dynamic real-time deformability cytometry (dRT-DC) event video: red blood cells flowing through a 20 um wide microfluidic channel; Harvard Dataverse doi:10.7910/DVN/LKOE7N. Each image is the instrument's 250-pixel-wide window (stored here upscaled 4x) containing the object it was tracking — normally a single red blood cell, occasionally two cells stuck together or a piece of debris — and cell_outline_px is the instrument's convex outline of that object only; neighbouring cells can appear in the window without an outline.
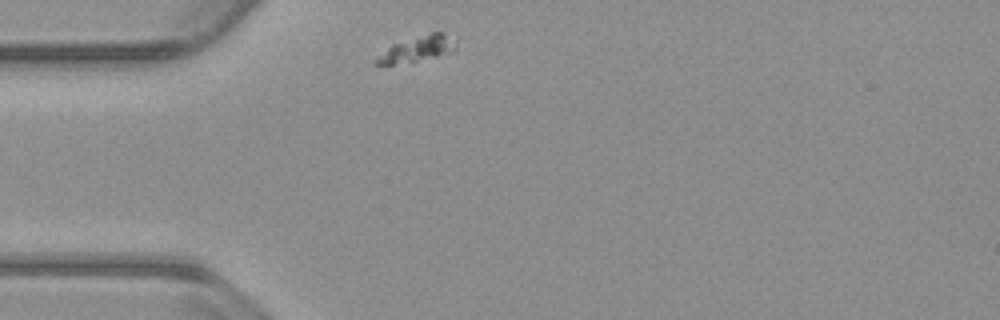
{"species": "common noctule bat (a hibernating species)", "species_latin": "Nyctalus noctula", "temperature_condition": "warm", "stored_images_in_passage": 34, "camera_frame_rate_fps": 3000, "um_per_image_px": 0.085, "animal": {"sex": "male", "body_mass_g": 23.1, "forearm_length_mm": 52.7}, "frame": {"image": 1, "passage_image": 1, "time_ms": 0.0, "image_size_px": [1000, 320], "cell_outline_px": [[456, 48], [452, 52], [436, 56], [416, 60], [392, 64], [376, 64], [376, 56], [392, 44], [432, 32], [440, 32], [456, 40]], "centroid_in_image_um": [35.48, 4.14], "position_along_channel_um": 49.5, "area_um2": 11.44}}
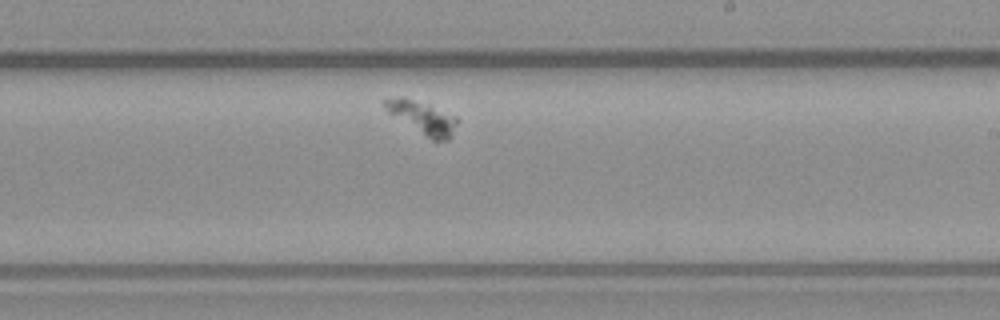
{"frame": {"image": 2, "passage_image": 20, "time_ms": 6.333, "image_size_px": [1000, 320], "cell_outline_px": [[456, 124], [452, 136], [448, 140], [432, 140], [388, 112], [384, 104], [384, 100], [396, 96], [404, 96], [428, 104], [456, 116]], "centroid_in_image_um": [35.92, 9.97], "position_along_channel_um": 253.1, "area_um2": 13.47}}
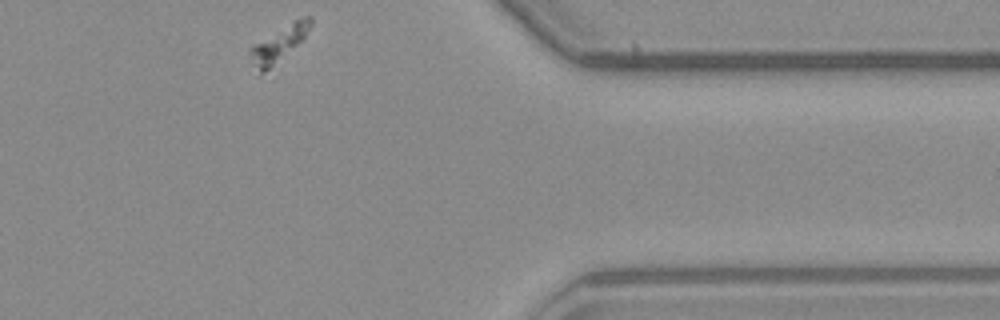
{"frame": {"image": 3, "passage_image": 34, "time_ms": 11.0, "image_size_px": [1000, 320], "cell_outline_px": [[312, 24], [304, 36], [272, 80], [256, 76], [248, 52], [248, 48], [252, 44], [296, 20], [308, 16], [312, 16]], "centroid_in_image_um": [23.58, 4.07], "position_along_channel_um": 387.8, "area_um2": 14.33}}